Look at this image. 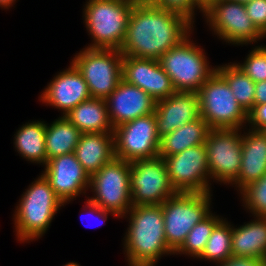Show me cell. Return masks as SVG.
<instances>
[{
  "label": "cell",
  "mask_w": 266,
  "mask_h": 266,
  "mask_svg": "<svg viewBox=\"0 0 266 266\" xmlns=\"http://www.w3.org/2000/svg\"><path fill=\"white\" fill-rule=\"evenodd\" d=\"M216 72L227 82L240 106L249 114L254 108L255 82L234 62L216 66Z\"/></svg>",
  "instance_id": "obj_27"
},
{
  "label": "cell",
  "mask_w": 266,
  "mask_h": 266,
  "mask_svg": "<svg viewBox=\"0 0 266 266\" xmlns=\"http://www.w3.org/2000/svg\"><path fill=\"white\" fill-rule=\"evenodd\" d=\"M210 179L231 185L242 160V129H211L205 142Z\"/></svg>",
  "instance_id": "obj_12"
},
{
  "label": "cell",
  "mask_w": 266,
  "mask_h": 266,
  "mask_svg": "<svg viewBox=\"0 0 266 266\" xmlns=\"http://www.w3.org/2000/svg\"><path fill=\"white\" fill-rule=\"evenodd\" d=\"M63 266H81V265H79L77 262L72 261L64 264Z\"/></svg>",
  "instance_id": "obj_40"
},
{
  "label": "cell",
  "mask_w": 266,
  "mask_h": 266,
  "mask_svg": "<svg viewBox=\"0 0 266 266\" xmlns=\"http://www.w3.org/2000/svg\"><path fill=\"white\" fill-rule=\"evenodd\" d=\"M65 116H59L52 123H46L45 146L47 161L64 154L73 153L81 136Z\"/></svg>",
  "instance_id": "obj_26"
},
{
  "label": "cell",
  "mask_w": 266,
  "mask_h": 266,
  "mask_svg": "<svg viewBox=\"0 0 266 266\" xmlns=\"http://www.w3.org/2000/svg\"><path fill=\"white\" fill-rule=\"evenodd\" d=\"M136 0H87L83 8L92 43L87 48L120 50Z\"/></svg>",
  "instance_id": "obj_4"
},
{
  "label": "cell",
  "mask_w": 266,
  "mask_h": 266,
  "mask_svg": "<svg viewBox=\"0 0 266 266\" xmlns=\"http://www.w3.org/2000/svg\"><path fill=\"white\" fill-rule=\"evenodd\" d=\"M105 101L113 128L154 113L156 106V101L148 93L123 79Z\"/></svg>",
  "instance_id": "obj_18"
},
{
  "label": "cell",
  "mask_w": 266,
  "mask_h": 266,
  "mask_svg": "<svg viewBox=\"0 0 266 266\" xmlns=\"http://www.w3.org/2000/svg\"><path fill=\"white\" fill-rule=\"evenodd\" d=\"M14 136L15 151L26 161L44 166L47 163L45 133L46 121L26 122Z\"/></svg>",
  "instance_id": "obj_25"
},
{
  "label": "cell",
  "mask_w": 266,
  "mask_h": 266,
  "mask_svg": "<svg viewBox=\"0 0 266 266\" xmlns=\"http://www.w3.org/2000/svg\"><path fill=\"white\" fill-rule=\"evenodd\" d=\"M81 133H113L106 101L90 98L64 115Z\"/></svg>",
  "instance_id": "obj_23"
},
{
  "label": "cell",
  "mask_w": 266,
  "mask_h": 266,
  "mask_svg": "<svg viewBox=\"0 0 266 266\" xmlns=\"http://www.w3.org/2000/svg\"><path fill=\"white\" fill-rule=\"evenodd\" d=\"M151 4L180 14L195 25V11L200 10V13H204V7L197 0H148ZM196 9V10H195Z\"/></svg>",
  "instance_id": "obj_32"
},
{
  "label": "cell",
  "mask_w": 266,
  "mask_h": 266,
  "mask_svg": "<svg viewBox=\"0 0 266 266\" xmlns=\"http://www.w3.org/2000/svg\"><path fill=\"white\" fill-rule=\"evenodd\" d=\"M245 9L256 28L266 37V0H252L245 4Z\"/></svg>",
  "instance_id": "obj_33"
},
{
  "label": "cell",
  "mask_w": 266,
  "mask_h": 266,
  "mask_svg": "<svg viewBox=\"0 0 266 266\" xmlns=\"http://www.w3.org/2000/svg\"><path fill=\"white\" fill-rule=\"evenodd\" d=\"M192 32L163 54L159 63L171 78L176 92H196L216 71L209 65L205 50L191 40Z\"/></svg>",
  "instance_id": "obj_5"
},
{
  "label": "cell",
  "mask_w": 266,
  "mask_h": 266,
  "mask_svg": "<svg viewBox=\"0 0 266 266\" xmlns=\"http://www.w3.org/2000/svg\"><path fill=\"white\" fill-rule=\"evenodd\" d=\"M240 199L252 216L266 217V174L258 181L249 184L240 192Z\"/></svg>",
  "instance_id": "obj_30"
},
{
  "label": "cell",
  "mask_w": 266,
  "mask_h": 266,
  "mask_svg": "<svg viewBox=\"0 0 266 266\" xmlns=\"http://www.w3.org/2000/svg\"><path fill=\"white\" fill-rule=\"evenodd\" d=\"M202 16L212 33L226 44L246 46L266 38L247 15L245 4L237 1L212 0Z\"/></svg>",
  "instance_id": "obj_9"
},
{
  "label": "cell",
  "mask_w": 266,
  "mask_h": 266,
  "mask_svg": "<svg viewBox=\"0 0 266 266\" xmlns=\"http://www.w3.org/2000/svg\"><path fill=\"white\" fill-rule=\"evenodd\" d=\"M255 83L266 81V45H258L249 51L243 63L234 62Z\"/></svg>",
  "instance_id": "obj_31"
},
{
  "label": "cell",
  "mask_w": 266,
  "mask_h": 266,
  "mask_svg": "<svg viewBox=\"0 0 266 266\" xmlns=\"http://www.w3.org/2000/svg\"><path fill=\"white\" fill-rule=\"evenodd\" d=\"M115 157L133 162L157 158L160 148L155 114H148L113 129Z\"/></svg>",
  "instance_id": "obj_11"
},
{
  "label": "cell",
  "mask_w": 266,
  "mask_h": 266,
  "mask_svg": "<svg viewBox=\"0 0 266 266\" xmlns=\"http://www.w3.org/2000/svg\"><path fill=\"white\" fill-rule=\"evenodd\" d=\"M74 56L71 63L84 77L91 97L105 100L122 80V53L85 47Z\"/></svg>",
  "instance_id": "obj_10"
},
{
  "label": "cell",
  "mask_w": 266,
  "mask_h": 266,
  "mask_svg": "<svg viewBox=\"0 0 266 266\" xmlns=\"http://www.w3.org/2000/svg\"><path fill=\"white\" fill-rule=\"evenodd\" d=\"M42 174L64 205L89 190L90 176L74 152L48 160Z\"/></svg>",
  "instance_id": "obj_15"
},
{
  "label": "cell",
  "mask_w": 266,
  "mask_h": 266,
  "mask_svg": "<svg viewBox=\"0 0 266 266\" xmlns=\"http://www.w3.org/2000/svg\"><path fill=\"white\" fill-rule=\"evenodd\" d=\"M243 131L241 168L237 179L231 184L236 190L238 188V192L266 174V134L263 130L250 127H244Z\"/></svg>",
  "instance_id": "obj_20"
},
{
  "label": "cell",
  "mask_w": 266,
  "mask_h": 266,
  "mask_svg": "<svg viewBox=\"0 0 266 266\" xmlns=\"http://www.w3.org/2000/svg\"><path fill=\"white\" fill-rule=\"evenodd\" d=\"M210 130L211 128L201 116L180 126L160 139L158 157L173 156L190 147L205 144Z\"/></svg>",
  "instance_id": "obj_24"
},
{
  "label": "cell",
  "mask_w": 266,
  "mask_h": 266,
  "mask_svg": "<svg viewBox=\"0 0 266 266\" xmlns=\"http://www.w3.org/2000/svg\"><path fill=\"white\" fill-rule=\"evenodd\" d=\"M204 8L212 1V0H197Z\"/></svg>",
  "instance_id": "obj_39"
},
{
  "label": "cell",
  "mask_w": 266,
  "mask_h": 266,
  "mask_svg": "<svg viewBox=\"0 0 266 266\" xmlns=\"http://www.w3.org/2000/svg\"><path fill=\"white\" fill-rule=\"evenodd\" d=\"M211 193H176L162 204L165 238L175 253L185 242L194 225L211 211Z\"/></svg>",
  "instance_id": "obj_6"
},
{
  "label": "cell",
  "mask_w": 266,
  "mask_h": 266,
  "mask_svg": "<svg viewBox=\"0 0 266 266\" xmlns=\"http://www.w3.org/2000/svg\"><path fill=\"white\" fill-rule=\"evenodd\" d=\"M253 218L237 228L232 224V256L266 261V217Z\"/></svg>",
  "instance_id": "obj_22"
},
{
  "label": "cell",
  "mask_w": 266,
  "mask_h": 266,
  "mask_svg": "<svg viewBox=\"0 0 266 266\" xmlns=\"http://www.w3.org/2000/svg\"><path fill=\"white\" fill-rule=\"evenodd\" d=\"M155 119L161 139L173 130L200 117L199 96L196 92H175L156 101Z\"/></svg>",
  "instance_id": "obj_19"
},
{
  "label": "cell",
  "mask_w": 266,
  "mask_h": 266,
  "mask_svg": "<svg viewBox=\"0 0 266 266\" xmlns=\"http://www.w3.org/2000/svg\"><path fill=\"white\" fill-rule=\"evenodd\" d=\"M251 129L263 130L266 128V103L254 105L248 114V124Z\"/></svg>",
  "instance_id": "obj_34"
},
{
  "label": "cell",
  "mask_w": 266,
  "mask_h": 266,
  "mask_svg": "<svg viewBox=\"0 0 266 266\" xmlns=\"http://www.w3.org/2000/svg\"><path fill=\"white\" fill-rule=\"evenodd\" d=\"M122 79L141 88L155 101L168 98L176 92L159 60L123 56Z\"/></svg>",
  "instance_id": "obj_16"
},
{
  "label": "cell",
  "mask_w": 266,
  "mask_h": 266,
  "mask_svg": "<svg viewBox=\"0 0 266 266\" xmlns=\"http://www.w3.org/2000/svg\"><path fill=\"white\" fill-rule=\"evenodd\" d=\"M25 190L15 206L14 232L17 241L30 243L44 236L54 216L64 204L42 173Z\"/></svg>",
  "instance_id": "obj_3"
},
{
  "label": "cell",
  "mask_w": 266,
  "mask_h": 266,
  "mask_svg": "<svg viewBox=\"0 0 266 266\" xmlns=\"http://www.w3.org/2000/svg\"><path fill=\"white\" fill-rule=\"evenodd\" d=\"M92 98L84 77L70 62V66L54 75L39 97L46 106L55 107L67 114L78 104Z\"/></svg>",
  "instance_id": "obj_17"
},
{
  "label": "cell",
  "mask_w": 266,
  "mask_h": 266,
  "mask_svg": "<svg viewBox=\"0 0 266 266\" xmlns=\"http://www.w3.org/2000/svg\"><path fill=\"white\" fill-rule=\"evenodd\" d=\"M266 103V81L255 83L254 105Z\"/></svg>",
  "instance_id": "obj_37"
},
{
  "label": "cell",
  "mask_w": 266,
  "mask_h": 266,
  "mask_svg": "<svg viewBox=\"0 0 266 266\" xmlns=\"http://www.w3.org/2000/svg\"><path fill=\"white\" fill-rule=\"evenodd\" d=\"M200 116L211 129H243L248 114L227 82L215 71L198 91Z\"/></svg>",
  "instance_id": "obj_7"
},
{
  "label": "cell",
  "mask_w": 266,
  "mask_h": 266,
  "mask_svg": "<svg viewBox=\"0 0 266 266\" xmlns=\"http://www.w3.org/2000/svg\"><path fill=\"white\" fill-rule=\"evenodd\" d=\"M176 193H211L208 157L204 144L163 158Z\"/></svg>",
  "instance_id": "obj_14"
},
{
  "label": "cell",
  "mask_w": 266,
  "mask_h": 266,
  "mask_svg": "<svg viewBox=\"0 0 266 266\" xmlns=\"http://www.w3.org/2000/svg\"><path fill=\"white\" fill-rule=\"evenodd\" d=\"M77 160L91 176L115 157L113 133H83L74 150Z\"/></svg>",
  "instance_id": "obj_21"
},
{
  "label": "cell",
  "mask_w": 266,
  "mask_h": 266,
  "mask_svg": "<svg viewBox=\"0 0 266 266\" xmlns=\"http://www.w3.org/2000/svg\"><path fill=\"white\" fill-rule=\"evenodd\" d=\"M232 1H237V2L242 3V4H246V3H249L252 0H232Z\"/></svg>",
  "instance_id": "obj_41"
},
{
  "label": "cell",
  "mask_w": 266,
  "mask_h": 266,
  "mask_svg": "<svg viewBox=\"0 0 266 266\" xmlns=\"http://www.w3.org/2000/svg\"><path fill=\"white\" fill-rule=\"evenodd\" d=\"M129 216V217H128ZM129 225L123 238L128 266H155L165 255H175L165 238L161 205H136L122 218Z\"/></svg>",
  "instance_id": "obj_2"
},
{
  "label": "cell",
  "mask_w": 266,
  "mask_h": 266,
  "mask_svg": "<svg viewBox=\"0 0 266 266\" xmlns=\"http://www.w3.org/2000/svg\"><path fill=\"white\" fill-rule=\"evenodd\" d=\"M222 219L221 216L219 217V215L211 212L201 222L193 226L191 231L187 234L185 242L174 254L191 256L193 259L198 258L202 254L214 227Z\"/></svg>",
  "instance_id": "obj_29"
},
{
  "label": "cell",
  "mask_w": 266,
  "mask_h": 266,
  "mask_svg": "<svg viewBox=\"0 0 266 266\" xmlns=\"http://www.w3.org/2000/svg\"><path fill=\"white\" fill-rule=\"evenodd\" d=\"M16 0H0V8L9 9L15 4Z\"/></svg>",
  "instance_id": "obj_38"
},
{
  "label": "cell",
  "mask_w": 266,
  "mask_h": 266,
  "mask_svg": "<svg viewBox=\"0 0 266 266\" xmlns=\"http://www.w3.org/2000/svg\"><path fill=\"white\" fill-rule=\"evenodd\" d=\"M232 256V224L223 218L213 229L202 254L197 259L216 264Z\"/></svg>",
  "instance_id": "obj_28"
},
{
  "label": "cell",
  "mask_w": 266,
  "mask_h": 266,
  "mask_svg": "<svg viewBox=\"0 0 266 266\" xmlns=\"http://www.w3.org/2000/svg\"><path fill=\"white\" fill-rule=\"evenodd\" d=\"M83 211L85 212V211H88V212H86L87 214L89 213V214H92V215H94L97 219H98V221H97V219H96V221L98 222V223H96L97 224V227L99 226V224H100V222L101 223H103V222H105L106 220H107V218H108V215L110 214L111 216H114V217H117L113 212H110V211H106V210H104L103 208H101V207H99L98 205H96V204H93L91 201H89L88 199H86V201H85V206L83 207ZM81 215H83V214H81ZM93 216V217H94ZM83 220V218H81V221ZM95 222V221H94ZM85 225V224H84ZM100 225H102V224H100ZM93 226V225H92ZM88 227H91V226H88ZM94 227V226H93ZM96 227V226H95Z\"/></svg>",
  "instance_id": "obj_36"
},
{
  "label": "cell",
  "mask_w": 266,
  "mask_h": 266,
  "mask_svg": "<svg viewBox=\"0 0 266 266\" xmlns=\"http://www.w3.org/2000/svg\"><path fill=\"white\" fill-rule=\"evenodd\" d=\"M130 172V162L114 157L90 176L93 196L87 199L122 219L132 208Z\"/></svg>",
  "instance_id": "obj_8"
},
{
  "label": "cell",
  "mask_w": 266,
  "mask_h": 266,
  "mask_svg": "<svg viewBox=\"0 0 266 266\" xmlns=\"http://www.w3.org/2000/svg\"><path fill=\"white\" fill-rule=\"evenodd\" d=\"M194 30L180 14L136 0L131 11L120 52L123 56L159 60Z\"/></svg>",
  "instance_id": "obj_1"
},
{
  "label": "cell",
  "mask_w": 266,
  "mask_h": 266,
  "mask_svg": "<svg viewBox=\"0 0 266 266\" xmlns=\"http://www.w3.org/2000/svg\"><path fill=\"white\" fill-rule=\"evenodd\" d=\"M216 265L217 266H266V261L262 258L231 256L228 260Z\"/></svg>",
  "instance_id": "obj_35"
},
{
  "label": "cell",
  "mask_w": 266,
  "mask_h": 266,
  "mask_svg": "<svg viewBox=\"0 0 266 266\" xmlns=\"http://www.w3.org/2000/svg\"><path fill=\"white\" fill-rule=\"evenodd\" d=\"M130 169L132 206L161 205L176 194L163 158L136 160L130 162Z\"/></svg>",
  "instance_id": "obj_13"
}]
</instances>
